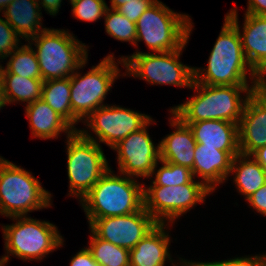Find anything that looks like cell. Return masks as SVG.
Segmentation results:
<instances>
[{
    "label": "cell",
    "instance_id": "cell-16",
    "mask_svg": "<svg viewBox=\"0 0 266 266\" xmlns=\"http://www.w3.org/2000/svg\"><path fill=\"white\" fill-rule=\"evenodd\" d=\"M244 15L243 33L239 29L235 8L231 9L226 17L238 28L244 56L258 74L266 66V15Z\"/></svg>",
    "mask_w": 266,
    "mask_h": 266
},
{
    "label": "cell",
    "instance_id": "cell-24",
    "mask_svg": "<svg viewBox=\"0 0 266 266\" xmlns=\"http://www.w3.org/2000/svg\"><path fill=\"white\" fill-rule=\"evenodd\" d=\"M0 76L6 105L15 101L27 102L28 105L41 99L44 82L42 79L25 78L17 74H10L2 65H0Z\"/></svg>",
    "mask_w": 266,
    "mask_h": 266
},
{
    "label": "cell",
    "instance_id": "cell-19",
    "mask_svg": "<svg viewBox=\"0 0 266 266\" xmlns=\"http://www.w3.org/2000/svg\"><path fill=\"white\" fill-rule=\"evenodd\" d=\"M172 117L170 118V124L175 127V131L159 142L160 159L192 170L194 149L197 142L189 125L183 123L173 113Z\"/></svg>",
    "mask_w": 266,
    "mask_h": 266
},
{
    "label": "cell",
    "instance_id": "cell-21",
    "mask_svg": "<svg viewBox=\"0 0 266 266\" xmlns=\"http://www.w3.org/2000/svg\"><path fill=\"white\" fill-rule=\"evenodd\" d=\"M32 135L40 139L58 138L61 132L71 136L76 130L42 99L25 107Z\"/></svg>",
    "mask_w": 266,
    "mask_h": 266
},
{
    "label": "cell",
    "instance_id": "cell-8",
    "mask_svg": "<svg viewBox=\"0 0 266 266\" xmlns=\"http://www.w3.org/2000/svg\"><path fill=\"white\" fill-rule=\"evenodd\" d=\"M188 41L179 49L167 52L145 53L136 51L131 56L122 57L118 63L126 68V73L145 79L149 84L188 87L194 81V67L180 62V54Z\"/></svg>",
    "mask_w": 266,
    "mask_h": 266
},
{
    "label": "cell",
    "instance_id": "cell-35",
    "mask_svg": "<svg viewBox=\"0 0 266 266\" xmlns=\"http://www.w3.org/2000/svg\"><path fill=\"white\" fill-rule=\"evenodd\" d=\"M70 266H100L88 248H83L71 259Z\"/></svg>",
    "mask_w": 266,
    "mask_h": 266
},
{
    "label": "cell",
    "instance_id": "cell-17",
    "mask_svg": "<svg viewBox=\"0 0 266 266\" xmlns=\"http://www.w3.org/2000/svg\"><path fill=\"white\" fill-rule=\"evenodd\" d=\"M183 123L189 125L197 143L226 151L232 158L240 153L238 124L223 120Z\"/></svg>",
    "mask_w": 266,
    "mask_h": 266
},
{
    "label": "cell",
    "instance_id": "cell-32",
    "mask_svg": "<svg viewBox=\"0 0 266 266\" xmlns=\"http://www.w3.org/2000/svg\"><path fill=\"white\" fill-rule=\"evenodd\" d=\"M157 0H136L128 2L116 9L120 14L136 23L144 11L152 6Z\"/></svg>",
    "mask_w": 266,
    "mask_h": 266
},
{
    "label": "cell",
    "instance_id": "cell-36",
    "mask_svg": "<svg viewBox=\"0 0 266 266\" xmlns=\"http://www.w3.org/2000/svg\"><path fill=\"white\" fill-rule=\"evenodd\" d=\"M246 14L266 15V0H248Z\"/></svg>",
    "mask_w": 266,
    "mask_h": 266
},
{
    "label": "cell",
    "instance_id": "cell-31",
    "mask_svg": "<svg viewBox=\"0 0 266 266\" xmlns=\"http://www.w3.org/2000/svg\"><path fill=\"white\" fill-rule=\"evenodd\" d=\"M19 38L13 27L5 19L0 18V59H6L18 48Z\"/></svg>",
    "mask_w": 266,
    "mask_h": 266
},
{
    "label": "cell",
    "instance_id": "cell-38",
    "mask_svg": "<svg viewBox=\"0 0 266 266\" xmlns=\"http://www.w3.org/2000/svg\"><path fill=\"white\" fill-rule=\"evenodd\" d=\"M266 66L257 74L256 91L266 99ZM265 78V79H264Z\"/></svg>",
    "mask_w": 266,
    "mask_h": 266
},
{
    "label": "cell",
    "instance_id": "cell-6",
    "mask_svg": "<svg viewBox=\"0 0 266 266\" xmlns=\"http://www.w3.org/2000/svg\"><path fill=\"white\" fill-rule=\"evenodd\" d=\"M190 20L188 15L176 13L157 0L136 22V45L143 40L153 52L177 50L190 37Z\"/></svg>",
    "mask_w": 266,
    "mask_h": 266
},
{
    "label": "cell",
    "instance_id": "cell-41",
    "mask_svg": "<svg viewBox=\"0 0 266 266\" xmlns=\"http://www.w3.org/2000/svg\"><path fill=\"white\" fill-rule=\"evenodd\" d=\"M180 264H181V266H204L203 264H202V262H190V261H188L187 262V260H183V259H181V261H180ZM172 265L173 266H176L174 263H173V261H172Z\"/></svg>",
    "mask_w": 266,
    "mask_h": 266
},
{
    "label": "cell",
    "instance_id": "cell-45",
    "mask_svg": "<svg viewBox=\"0 0 266 266\" xmlns=\"http://www.w3.org/2000/svg\"><path fill=\"white\" fill-rule=\"evenodd\" d=\"M264 260H265V264H266V255L263 254Z\"/></svg>",
    "mask_w": 266,
    "mask_h": 266
},
{
    "label": "cell",
    "instance_id": "cell-34",
    "mask_svg": "<svg viewBox=\"0 0 266 266\" xmlns=\"http://www.w3.org/2000/svg\"><path fill=\"white\" fill-rule=\"evenodd\" d=\"M246 200L258 213L266 216V183Z\"/></svg>",
    "mask_w": 266,
    "mask_h": 266
},
{
    "label": "cell",
    "instance_id": "cell-14",
    "mask_svg": "<svg viewBox=\"0 0 266 266\" xmlns=\"http://www.w3.org/2000/svg\"><path fill=\"white\" fill-rule=\"evenodd\" d=\"M157 224L143 207L128 215L96 219L90 225V230L100 239L130 251Z\"/></svg>",
    "mask_w": 266,
    "mask_h": 266
},
{
    "label": "cell",
    "instance_id": "cell-15",
    "mask_svg": "<svg viewBox=\"0 0 266 266\" xmlns=\"http://www.w3.org/2000/svg\"><path fill=\"white\" fill-rule=\"evenodd\" d=\"M240 153L266 146V99L256 90L248 97L238 125Z\"/></svg>",
    "mask_w": 266,
    "mask_h": 266
},
{
    "label": "cell",
    "instance_id": "cell-10",
    "mask_svg": "<svg viewBox=\"0 0 266 266\" xmlns=\"http://www.w3.org/2000/svg\"><path fill=\"white\" fill-rule=\"evenodd\" d=\"M67 139L69 194L81 200L110 167L100 143L86 139L78 130Z\"/></svg>",
    "mask_w": 266,
    "mask_h": 266
},
{
    "label": "cell",
    "instance_id": "cell-39",
    "mask_svg": "<svg viewBox=\"0 0 266 266\" xmlns=\"http://www.w3.org/2000/svg\"><path fill=\"white\" fill-rule=\"evenodd\" d=\"M251 156L261 165L266 172V146H262L255 150Z\"/></svg>",
    "mask_w": 266,
    "mask_h": 266
},
{
    "label": "cell",
    "instance_id": "cell-3",
    "mask_svg": "<svg viewBox=\"0 0 266 266\" xmlns=\"http://www.w3.org/2000/svg\"><path fill=\"white\" fill-rule=\"evenodd\" d=\"M109 168L81 199L89 226L103 217L128 215L144 207V184L124 174L115 175ZM138 182V183H137Z\"/></svg>",
    "mask_w": 266,
    "mask_h": 266
},
{
    "label": "cell",
    "instance_id": "cell-30",
    "mask_svg": "<svg viewBox=\"0 0 266 266\" xmlns=\"http://www.w3.org/2000/svg\"><path fill=\"white\" fill-rule=\"evenodd\" d=\"M71 5L73 16L85 22H94L100 19L108 8L105 0H77Z\"/></svg>",
    "mask_w": 266,
    "mask_h": 266
},
{
    "label": "cell",
    "instance_id": "cell-26",
    "mask_svg": "<svg viewBox=\"0 0 266 266\" xmlns=\"http://www.w3.org/2000/svg\"><path fill=\"white\" fill-rule=\"evenodd\" d=\"M90 246L94 260L100 266H130V251L100 239L92 230Z\"/></svg>",
    "mask_w": 266,
    "mask_h": 266
},
{
    "label": "cell",
    "instance_id": "cell-5",
    "mask_svg": "<svg viewBox=\"0 0 266 266\" xmlns=\"http://www.w3.org/2000/svg\"><path fill=\"white\" fill-rule=\"evenodd\" d=\"M51 194L32 174L0 157V214L26 216L28 212L50 207Z\"/></svg>",
    "mask_w": 266,
    "mask_h": 266
},
{
    "label": "cell",
    "instance_id": "cell-25",
    "mask_svg": "<svg viewBox=\"0 0 266 266\" xmlns=\"http://www.w3.org/2000/svg\"><path fill=\"white\" fill-rule=\"evenodd\" d=\"M70 77L43 82L41 99L73 127Z\"/></svg>",
    "mask_w": 266,
    "mask_h": 266
},
{
    "label": "cell",
    "instance_id": "cell-13",
    "mask_svg": "<svg viewBox=\"0 0 266 266\" xmlns=\"http://www.w3.org/2000/svg\"><path fill=\"white\" fill-rule=\"evenodd\" d=\"M152 120L111 148L118 153L117 163L121 174L138 178L151 177L156 163L161 161L160 144L154 146V142L147 133V126Z\"/></svg>",
    "mask_w": 266,
    "mask_h": 266
},
{
    "label": "cell",
    "instance_id": "cell-18",
    "mask_svg": "<svg viewBox=\"0 0 266 266\" xmlns=\"http://www.w3.org/2000/svg\"><path fill=\"white\" fill-rule=\"evenodd\" d=\"M232 160L226 151L196 143L191 170L193 177L199 175L201 182L213 192L215 187L225 182L230 175Z\"/></svg>",
    "mask_w": 266,
    "mask_h": 266
},
{
    "label": "cell",
    "instance_id": "cell-7",
    "mask_svg": "<svg viewBox=\"0 0 266 266\" xmlns=\"http://www.w3.org/2000/svg\"><path fill=\"white\" fill-rule=\"evenodd\" d=\"M15 224L2 227L6 264L9 256L14 255L22 260H41L50 252L63 245L57 226L47 221H39L27 216L11 217ZM10 254V255H9Z\"/></svg>",
    "mask_w": 266,
    "mask_h": 266
},
{
    "label": "cell",
    "instance_id": "cell-1",
    "mask_svg": "<svg viewBox=\"0 0 266 266\" xmlns=\"http://www.w3.org/2000/svg\"><path fill=\"white\" fill-rule=\"evenodd\" d=\"M257 84L249 86H211L193 81L191 89L197 92L183 104L171 108L170 112L182 122L223 120L239 125L248 97L256 90ZM243 99L240 93H244Z\"/></svg>",
    "mask_w": 266,
    "mask_h": 266
},
{
    "label": "cell",
    "instance_id": "cell-40",
    "mask_svg": "<svg viewBox=\"0 0 266 266\" xmlns=\"http://www.w3.org/2000/svg\"><path fill=\"white\" fill-rule=\"evenodd\" d=\"M111 1V6L110 9L116 10L118 7L131 2V1H136V0H110Z\"/></svg>",
    "mask_w": 266,
    "mask_h": 266
},
{
    "label": "cell",
    "instance_id": "cell-27",
    "mask_svg": "<svg viewBox=\"0 0 266 266\" xmlns=\"http://www.w3.org/2000/svg\"><path fill=\"white\" fill-rule=\"evenodd\" d=\"M31 44L19 46L12 51L4 69L10 74H17L25 78L41 79V72L37 56Z\"/></svg>",
    "mask_w": 266,
    "mask_h": 266
},
{
    "label": "cell",
    "instance_id": "cell-42",
    "mask_svg": "<svg viewBox=\"0 0 266 266\" xmlns=\"http://www.w3.org/2000/svg\"><path fill=\"white\" fill-rule=\"evenodd\" d=\"M4 106H6V103H5V99L3 95V83H2L1 76H0V109H2V107Z\"/></svg>",
    "mask_w": 266,
    "mask_h": 266
},
{
    "label": "cell",
    "instance_id": "cell-22",
    "mask_svg": "<svg viewBox=\"0 0 266 266\" xmlns=\"http://www.w3.org/2000/svg\"><path fill=\"white\" fill-rule=\"evenodd\" d=\"M41 8L37 0H14L2 14L16 33L27 41L47 29L41 28Z\"/></svg>",
    "mask_w": 266,
    "mask_h": 266
},
{
    "label": "cell",
    "instance_id": "cell-4",
    "mask_svg": "<svg viewBox=\"0 0 266 266\" xmlns=\"http://www.w3.org/2000/svg\"><path fill=\"white\" fill-rule=\"evenodd\" d=\"M30 39L29 44L37 48L34 51L43 81L71 77L87 63L86 45L64 29L47 28Z\"/></svg>",
    "mask_w": 266,
    "mask_h": 266
},
{
    "label": "cell",
    "instance_id": "cell-37",
    "mask_svg": "<svg viewBox=\"0 0 266 266\" xmlns=\"http://www.w3.org/2000/svg\"><path fill=\"white\" fill-rule=\"evenodd\" d=\"M38 4L50 13V15H56L59 12L62 0H37ZM41 1V2H40Z\"/></svg>",
    "mask_w": 266,
    "mask_h": 266
},
{
    "label": "cell",
    "instance_id": "cell-46",
    "mask_svg": "<svg viewBox=\"0 0 266 266\" xmlns=\"http://www.w3.org/2000/svg\"><path fill=\"white\" fill-rule=\"evenodd\" d=\"M75 1H77V0H70V3H74Z\"/></svg>",
    "mask_w": 266,
    "mask_h": 266
},
{
    "label": "cell",
    "instance_id": "cell-23",
    "mask_svg": "<svg viewBox=\"0 0 266 266\" xmlns=\"http://www.w3.org/2000/svg\"><path fill=\"white\" fill-rule=\"evenodd\" d=\"M231 173H236L234 182L246 199L266 183V172L251 155L239 153L235 156L231 164Z\"/></svg>",
    "mask_w": 266,
    "mask_h": 266
},
{
    "label": "cell",
    "instance_id": "cell-28",
    "mask_svg": "<svg viewBox=\"0 0 266 266\" xmlns=\"http://www.w3.org/2000/svg\"><path fill=\"white\" fill-rule=\"evenodd\" d=\"M105 30L108 35L116 40L126 41L136 47V23L118 11L107 8L104 14Z\"/></svg>",
    "mask_w": 266,
    "mask_h": 266
},
{
    "label": "cell",
    "instance_id": "cell-43",
    "mask_svg": "<svg viewBox=\"0 0 266 266\" xmlns=\"http://www.w3.org/2000/svg\"><path fill=\"white\" fill-rule=\"evenodd\" d=\"M14 0H0V12L4 10L9 4H11Z\"/></svg>",
    "mask_w": 266,
    "mask_h": 266
},
{
    "label": "cell",
    "instance_id": "cell-29",
    "mask_svg": "<svg viewBox=\"0 0 266 266\" xmlns=\"http://www.w3.org/2000/svg\"><path fill=\"white\" fill-rule=\"evenodd\" d=\"M162 166L157 170V164L152 172L155 173V180L149 186H179L187 184L193 179L192 171L184 166L160 161ZM157 170V173L155 172Z\"/></svg>",
    "mask_w": 266,
    "mask_h": 266
},
{
    "label": "cell",
    "instance_id": "cell-20",
    "mask_svg": "<svg viewBox=\"0 0 266 266\" xmlns=\"http://www.w3.org/2000/svg\"><path fill=\"white\" fill-rule=\"evenodd\" d=\"M168 224H157L130 250V266H164L166 259L172 260L169 251L171 242L165 232Z\"/></svg>",
    "mask_w": 266,
    "mask_h": 266
},
{
    "label": "cell",
    "instance_id": "cell-44",
    "mask_svg": "<svg viewBox=\"0 0 266 266\" xmlns=\"http://www.w3.org/2000/svg\"><path fill=\"white\" fill-rule=\"evenodd\" d=\"M5 264H6V262H5V258L2 257V258L0 259V266H5Z\"/></svg>",
    "mask_w": 266,
    "mask_h": 266
},
{
    "label": "cell",
    "instance_id": "cell-2",
    "mask_svg": "<svg viewBox=\"0 0 266 266\" xmlns=\"http://www.w3.org/2000/svg\"><path fill=\"white\" fill-rule=\"evenodd\" d=\"M249 71L251 83L257 84V73L243 53L239 30L225 16L223 27L210 52L207 70L194 68V81L211 86H249L246 77Z\"/></svg>",
    "mask_w": 266,
    "mask_h": 266
},
{
    "label": "cell",
    "instance_id": "cell-33",
    "mask_svg": "<svg viewBox=\"0 0 266 266\" xmlns=\"http://www.w3.org/2000/svg\"><path fill=\"white\" fill-rule=\"evenodd\" d=\"M204 266H266L263 255L252 257H236L230 260L202 262Z\"/></svg>",
    "mask_w": 266,
    "mask_h": 266
},
{
    "label": "cell",
    "instance_id": "cell-12",
    "mask_svg": "<svg viewBox=\"0 0 266 266\" xmlns=\"http://www.w3.org/2000/svg\"><path fill=\"white\" fill-rule=\"evenodd\" d=\"M152 118L149 115L139 113L120 106L104 105L92 112L85 124L91 129L97 138H93L88 130H78L86 139L102 142L114 147L119 141L129 134L143 128Z\"/></svg>",
    "mask_w": 266,
    "mask_h": 266
},
{
    "label": "cell",
    "instance_id": "cell-9",
    "mask_svg": "<svg viewBox=\"0 0 266 266\" xmlns=\"http://www.w3.org/2000/svg\"><path fill=\"white\" fill-rule=\"evenodd\" d=\"M120 70L115 62L114 55L104 57L96 66H92L84 76L77 70L70 77L71 107L73 112V128L75 124L84 120L95 110L104 106L103 100L107 92L114 85Z\"/></svg>",
    "mask_w": 266,
    "mask_h": 266
},
{
    "label": "cell",
    "instance_id": "cell-11",
    "mask_svg": "<svg viewBox=\"0 0 266 266\" xmlns=\"http://www.w3.org/2000/svg\"><path fill=\"white\" fill-rule=\"evenodd\" d=\"M211 193L201 181L194 179L179 186L144 187V209L157 223L165 224L166 220L172 223Z\"/></svg>",
    "mask_w": 266,
    "mask_h": 266
}]
</instances>
